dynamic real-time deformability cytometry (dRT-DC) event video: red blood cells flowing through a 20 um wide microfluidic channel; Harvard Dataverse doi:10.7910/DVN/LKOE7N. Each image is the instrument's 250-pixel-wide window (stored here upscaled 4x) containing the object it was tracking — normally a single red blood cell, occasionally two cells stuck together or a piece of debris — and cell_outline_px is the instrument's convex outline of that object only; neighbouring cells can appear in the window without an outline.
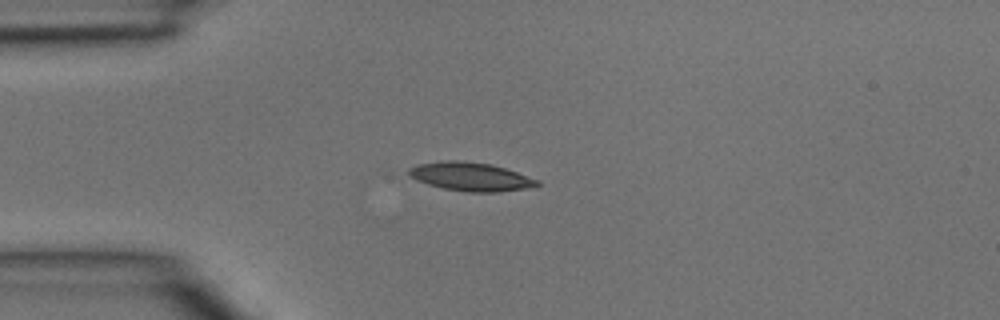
{"species": "common noctule bat (a hibernating species)", "species_latin": "Nyctalus noctula", "temperature_condition": "room temperature", "stored_images_in_passage": 1, "camera_frame_rate_fps": 3000, "um_per_image_px": 0.085, "animal": {"sex": "male", "body_mass_g": 15.6}, "frame": {"image": 1, "passage_image": 1, "time_ms": 0.0, "image_size_px": [1000, 320], "cell_outline_px": [[540, 184], [524, 188], [496, 192], [468, 192], [444, 188], [428, 184], [416, 180], [408, 176], [408, 168], [416, 164], [444, 160], [456, 160], [492, 164], [540, 180]], "centroid_in_image_um": [39.95, 15.0], "position_along_channel_um": 45.1, "area_um2": 21.27}}